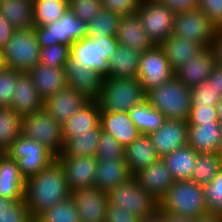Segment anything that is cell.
I'll return each instance as SVG.
<instances>
[{"mask_svg": "<svg viewBox=\"0 0 222 222\" xmlns=\"http://www.w3.org/2000/svg\"><path fill=\"white\" fill-rule=\"evenodd\" d=\"M71 193L65 170L58 159L25 180L24 201L33 219L55 203L71 197Z\"/></svg>", "mask_w": 222, "mask_h": 222, "instance_id": "1", "label": "cell"}, {"mask_svg": "<svg viewBox=\"0 0 222 222\" xmlns=\"http://www.w3.org/2000/svg\"><path fill=\"white\" fill-rule=\"evenodd\" d=\"M165 119L188 121L191 109V88L176 76L146 92L145 98Z\"/></svg>", "mask_w": 222, "mask_h": 222, "instance_id": "2", "label": "cell"}, {"mask_svg": "<svg viewBox=\"0 0 222 222\" xmlns=\"http://www.w3.org/2000/svg\"><path fill=\"white\" fill-rule=\"evenodd\" d=\"M158 210L195 219L209 213L203 185L192 180H175L169 191L159 201Z\"/></svg>", "mask_w": 222, "mask_h": 222, "instance_id": "3", "label": "cell"}, {"mask_svg": "<svg viewBox=\"0 0 222 222\" xmlns=\"http://www.w3.org/2000/svg\"><path fill=\"white\" fill-rule=\"evenodd\" d=\"M145 98L138 78L105 77L97 102L100 111L129 112Z\"/></svg>", "mask_w": 222, "mask_h": 222, "instance_id": "4", "label": "cell"}, {"mask_svg": "<svg viewBox=\"0 0 222 222\" xmlns=\"http://www.w3.org/2000/svg\"><path fill=\"white\" fill-rule=\"evenodd\" d=\"M118 45L116 36H86L71 45L70 56L105 78L109 72L108 59Z\"/></svg>", "mask_w": 222, "mask_h": 222, "instance_id": "5", "label": "cell"}, {"mask_svg": "<svg viewBox=\"0 0 222 222\" xmlns=\"http://www.w3.org/2000/svg\"><path fill=\"white\" fill-rule=\"evenodd\" d=\"M5 153L17 161L20 174L25 180L37 175L57 159V156L40 142L22 134Z\"/></svg>", "mask_w": 222, "mask_h": 222, "instance_id": "6", "label": "cell"}, {"mask_svg": "<svg viewBox=\"0 0 222 222\" xmlns=\"http://www.w3.org/2000/svg\"><path fill=\"white\" fill-rule=\"evenodd\" d=\"M40 48L34 27L15 30L3 47L6 67L28 72L40 62Z\"/></svg>", "mask_w": 222, "mask_h": 222, "instance_id": "7", "label": "cell"}, {"mask_svg": "<svg viewBox=\"0 0 222 222\" xmlns=\"http://www.w3.org/2000/svg\"><path fill=\"white\" fill-rule=\"evenodd\" d=\"M107 194L109 204L121 207L140 219L159 209V201L149 195L134 176Z\"/></svg>", "mask_w": 222, "mask_h": 222, "instance_id": "8", "label": "cell"}, {"mask_svg": "<svg viewBox=\"0 0 222 222\" xmlns=\"http://www.w3.org/2000/svg\"><path fill=\"white\" fill-rule=\"evenodd\" d=\"M21 134L40 142L56 156L63 150L62 125L44 108L22 118Z\"/></svg>", "mask_w": 222, "mask_h": 222, "instance_id": "9", "label": "cell"}, {"mask_svg": "<svg viewBox=\"0 0 222 222\" xmlns=\"http://www.w3.org/2000/svg\"><path fill=\"white\" fill-rule=\"evenodd\" d=\"M34 29L40 47L58 43L71 47L75 41L87 36L88 24L68 8L59 20L46 26H34Z\"/></svg>", "mask_w": 222, "mask_h": 222, "instance_id": "10", "label": "cell"}, {"mask_svg": "<svg viewBox=\"0 0 222 222\" xmlns=\"http://www.w3.org/2000/svg\"><path fill=\"white\" fill-rule=\"evenodd\" d=\"M136 14L154 45H161L173 34L176 13L158 0H142Z\"/></svg>", "mask_w": 222, "mask_h": 222, "instance_id": "11", "label": "cell"}, {"mask_svg": "<svg viewBox=\"0 0 222 222\" xmlns=\"http://www.w3.org/2000/svg\"><path fill=\"white\" fill-rule=\"evenodd\" d=\"M217 27L199 8L176 14L173 34L192 40L202 48L212 46Z\"/></svg>", "mask_w": 222, "mask_h": 222, "instance_id": "12", "label": "cell"}, {"mask_svg": "<svg viewBox=\"0 0 222 222\" xmlns=\"http://www.w3.org/2000/svg\"><path fill=\"white\" fill-rule=\"evenodd\" d=\"M173 76L174 71L160 45L141 53L137 78L145 93L166 83Z\"/></svg>", "mask_w": 222, "mask_h": 222, "instance_id": "13", "label": "cell"}, {"mask_svg": "<svg viewBox=\"0 0 222 222\" xmlns=\"http://www.w3.org/2000/svg\"><path fill=\"white\" fill-rule=\"evenodd\" d=\"M81 222H105L108 194L95 186L72 191Z\"/></svg>", "mask_w": 222, "mask_h": 222, "instance_id": "14", "label": "cell"}, {"mask_svg": "<svg viewBox=\"0 0 222 222\" xmlns=\"http://www.w3.org/2000/svg\"><path fill=\"white\" fill-rule=\"evenodd\" d=\"M67 86L84 95L88 100H97L103 78L94 70L85 67L71 56L64 66Z\"/></svg>", "mask_w": 222, "mask_h": 222, "instance_id": "15", "label": "cell"}, {"mask_svg": "<svg viewBox=\"0 0 222 222\" xmlns=\"http://www.w3.org/2000/svg\"><path fill=\"white\" fill-rule=\"evenodd\" d=\"M150 138L160 158L188 145V123L185 120L166 119Z\"/></svg>", "mask_w": 222, "mask_h": 222, "instance_id": "16", "label": "cell"}, {"mask_svg": "<svg viewBox=\"0 0 222 222\" xmlns=\"http://www.w3.org/2000/svg\"><path fill=\"white\" fill-rule=\"evenodd\" d=\"M215 54L212 47L202 48L201 51L178 68L174 75L187 87L201 85L209 78L216 67Z\"/></svg>", "mask_w": 222, "mask_h": 222, "instance_id": "17", "label": "cell"}, {"mask_svg": "<svg viewBox=\"0 0 222 222\" xmlns=\"http://www.w3.org/2000/svg\"><path fill=\"white\" fill-rule=\"evenodd\" d=\"M65 170L71 191L94 186L97 168L96 156L57 157Z\"/></svg>", "mask_w": 222, "mask_h": 222, "instance_id": "18", "label": "cell"}, {"mask_svg": "<svg viewBox=\"0 0 222 222\" xmlns=\"http://www.w3.org/2000/svg\"><path fill=\"white\" fill-rule=\"evenodd\" d=\"M88 101L84 95L66 86L44 101V109L64 125Z\"/></svg>", "mask_w": 222, "mask_h": 222, "instance_id": "19", "label": "cell"}, {"mask_svg": "<svg viewBox=\"0 0 222 222\" xmlns=\"http://www.w3.org/2000/svg\"><path fill=\"white\" fill-rule=\"evenodd\" d=\"M141 187L160 201L173 185L174 179L162 158L134 175Z\"/></svg>", "mask_w": 222, "mask_h": 222, "instance_id": "20", "label": "cell"}, {"mask_svg": "<svg viewBox=\"0 0 222 222\" xmlns=\"http://www.w3.org/2000/svg\"><path fill=\"white\" fill-rule=\"evenodd\" d=\"M15 88L10 108L21 118L44 108V100L27 72H21L17 76Z\"/></svg>", "mask_w": 222, "mask_h": 222, "instance_id": "21", "label": "cell"}, {"mask_svg": "<svg viewBox=\"0 0 222 222\" xmlns=\"http://www.w3.org/2000/svg\"><path fill=\"white\" fill-rule=\"evenodd\" d=\"M100 124L102 130L112 135L124 148L141 135L129 112L100 111Z\"/></svg>", "mask_w": 222, "mask_h": 222, "instance_id": "22", "label": "cell"}, {"mask_svg": "<svg viewBox=\"0 0 222 222\" xmlns=\"http://www.w3.org/2000/svg\"><path fill=\"white\" fill-rule=\"evenodd\" d=\"M27 73L44 101L67 86L64 67H49L39 62Z\"/></svg>", "mask_w": 222, "mask_h": 222, "instance_id": "23", "label": "cell"}, {"mask_svg": "<svg viewBox=\"0 0 222 222\" xmlns=\"http://www.w3.org/2000/svg\"><path fill=\"white\" fill-rule=\"evenodd\" d=\"M116 38L119 45L137 50L140 53L154 46L143 29L137 14L121 16Z\"/></svg>", "mask_w": 222, "mask_h": 222, "instance_id": "24", "label": "cell"}, {"mask_svg": "<svg viewBox=\"0 0 222 222\" xmlns=\"http://www.w3.org/2000/svg\"><path fill=\"white\" fill-rule=\"evenodd\" d=\"M222 137L219 121L188 125V145L197 153H218Z\"/></svg>", "mask_w": 222, "mask_h": 222, "instance_id": "25", "label": "cell"}, {"mask_svg": "<svg viewBox=\"0 0 222 222\" xmlns=\"http://www.w3.org/2000/svg\"><path fill=\"white\" fill-rule=\"evenodd\" d=\"M131 177L133 175L125 160L97 159L94 186L101 191L108 193Z\"/></svg>", "mask_w": 222, "mask_h": 222, "instance_id": "26", "label": "cell"}, {"mask_svg": "<svg viewBox=\"0 0 222 222\" xmlns=\"http://www.w3.org/2000/svg\"><path fill=\"white\" fill-rule=\"evenodd\" d=\"M100 124V109L97 100H89L62 125L63 140L77 137V134L91 133Z\"/></svg>", "mask_w": 222, "mask_h": 222, "instance_id": "27", "label": "cell"}, {"mask_svg": "<svg viewBox=\"0 0 222 222\" xmlns=\"http://www.w3.org/2000/svg\"><path fill=\"white\" fill-rule=\"evenodd\" d=\"M25 179L18 163L6 153H0V197L24 199Z\"/></svg>", "mask_w": 222, "mask_h": 222, "instance_id": "28", "label": "cell"}, {"mask_svg": "<svg viewBox=\"0 0 222 222\" xmlns=\"http://www.w3.org/2000/svg\"><path fill=\"white\" fill-rule=\"evenodd\" d=\"M159 158L149 135L141 134L125 148V161L133 176Z\"/></svg>", "mask_w": 222, "mask_h": 222, "instance_id": "29", "label": "cell"}, {"mask_svg": "<svg viewBox=\"0 0 222 222\" xmlns=\"http://www.w3.org/2000/svg\"><path fill=\"white\" fill-rule=\"evenodd\" d=\"M141 53L137 50L118 45L108 59V77L137 78Z\"/></svg>", "mask_w": 222, "mask_h": 222, "instance_id": "30", "label": "cell"}, {"mask_svg": "<svg viewBox=\"0 0 222 222\" xmlns=\"http://www.w3.org/2000/svg\"><path fill=\"white\" fill-rule=\"evenodd\" d=\"M160 46L174 72L184 65L188 59L195 57L202 49L198 43L174 34L168 37Z\"/></svg>", "mask_w": 222, "mask_h": 222, "instance_id": "31", "label": "cell"}, {"mask_svg": "<svg viewBox=\"0 0 222 222\" xmlns=\"http://www.w3.org/2000/svg\"><path fill=\"white\" fill-rule=\"evenodd\" d=\"M198 153L186 145L162 157L174 180H190Z\"/></svg>", "mask_w": 222, "mask_h": 222, "instance_id": "32", "label": "cell"}, {"mask_svg": "<svg viewBox=\"0 0 222 222\" xmlns=\"http://www.w3.org/2000/svg\"><path fill=\"white\" fill-rule=\"evenodd\" d=\"M0 13L15 30L34 27L32 0H1Z\"/></svg>", "mask_w": 222, "mask_h": 222, "instance_id": "33", "label": "cell"}, {"mask_svg": "<svg viewBox=\"0 0 222 222\" xmlns=\"http://www.w3.org/2000/svg\"><path fill=\"white\" fill-rule=\"evenodd\" d=\"M101 130L99 124L91 133L77 134V137L65 140L63 150L57 157L96 156Z\"/></svg>", "mask_w": 222, "mask_h": 222, "instance_id": "34", "label": "cell"}, {"mask_svg": "<svg viewBox=\"0 0 222 222\" xmlns=\"http://www.w3.org/2000/svg\"><path fill=\"white\" fill-rule=\"evenodd\" d=\"M130 118L141 134L150 135L157 131L166 120L164 115L145 99L129 110Z\"/></svg>", "mask_w": 222, "mask_h": 222, "instance_id": "35", "label": "cell"}, {"mask_svg": "<svg viewBox=\"0 0 222 222\" xmlns=\"http://www.w3.org/2000/svg\"><path fill=\"white\" fill-rule=\"evenodd\" d=\"M22 118L10 107H0V153L21 135Z\"/></svg>", "mask_w": 222, "mask_h": 222, "instance_id": "36", "label": "cell"}, {"mask_svg": "<svg viewBox=\"0 0 222 222\" xmlns=\"http://www.w3.org/2000/svg\"><path fill=\"white\" fill-rule=\"evenodd\" d=\"M68 0H33L34 26H46L67 11Z\"/></svg>", "mask_w": 222, "mask_h": 222, "instance_id": "37", "label": "cell"}, {"mask_svg": "<svg viewBox=\"0 0 222 222\" xmlns=\"http://www.w3.org/2000/svg\"><path fill=\"white\" fill-rule=\"evenodd\" d=\"M222 168V158L218 153H198L191 179L205 185L212 181Z\"/></svg>", "mask_w": 222, "mask_h": 222, "instance_id": "38", "label": "cell"}, {"mask_svg": "<svg viewBox=\"0 0 222 222\" xmlns=\"http://www.w3.org/2000/svg\"><path fill=\"white\" fill-rule=\"evenodd\" d=\"M34 222H81L76 204L72 197L55 203L39 213Z\"/></svg>", "mask_w": 222, "mask_h": 222, "instance_id": "39", "label": "cell"}, {"mask_svg": "<svg viewBox=\"0 0 222 222\" xmlns=\"http://www.w3.org/2000/svg\"><path fill=\"white\" fill-rule=\"evenodd\" d=\"M121 16L109 10L101 9L97 16L88 23L87 36H116Z\"/></svg>", "mask_w": 222, "mask_h": 222, "instance_id": "40", "label": "cell"}, {"mask_svg": "<svg viewBox=\"0 0 222 222\" xmlns=\"http://www.w3.org/2000/svg\"><path fill=\"white\" fill-rule=\"evenodd\" d=\"M0 222H34L24 199L0 197Z\"/></svg>", "mask_w": 222, "mask_h": 222, "instance_id": "41", "label": "cell"}, {"mask_svg": "<svg viewBox=\"0 0 222 222\" xmlns=\"http://www.w3.org/2000/svg\"><path fill=\"white\" fill-rule=\"evenodd\" d=\"M221 99L222 95L216 91L209 79H206L201 85L191 88V105L216 107Z\"/></svg>", "mask_w": 222, "mask_h": 222, "instance_id": "42", "label": "cell"}, {"mask_svg": "<svg viewBox=\"0 0 222 222\" xmlns=\"http://www.w3.org/2000/svg\"><path fill=\"white\" fill-rule=\"evenodd\" d=\"M96 158L125 160V148L112 135L101 130Z\"/></svg>", "mask_w": 222, "mask_h": 222, "instance_id": "43", "label": "cell"}, {"mask_svg": "<svg viewBox=\"0 0 222 222\" xmlns=\"http://www.w3.org/2000/svg\"><path fill=\"white\" fill-rule=\"evenodd\" d=\"M71 47L65 44H54L40 48V63L49 67H64L70 58Z\"/></svg>", "mask_w": 222, "mask_h": 222, "instance_id": "44", "label": "cell"}, {"mask_svg": "<svg viewBox=\"0 0 222 222\" xmlns=\"http://www.w3.org/2000/svg\"><path fill=\"white\" fill-rule=\"evenodd\" d=\"M203 189L208 211L222 214V168Z\"/></svg>", "mask_w": 222, "mask_h": 222, "instance_id": "45", "label": "cell"}, {"mask_svg": "<svg viewBox=\"0 0 222 222\" xmlns=\"http://www.w3.org/2000/svg\"><path fill=\"white\" fill-rule=\"evenodd\" d=\"M68 8L87 24L103 9L101 0H68Z\"/></svg>", "mask_w": 222, "mask_h": 222, "instance_id": "46", "label": "cell"}, {"mask_svg": "<svg viewBox=\"0 0 222 222\" xmlns=\"http://www.w3.org/2000/svg\"><path fill=\"white\" fill-rule=\"evenodd\" d=\"M21 72L5 68L0 70V107H10L14 94L16 78Z\"/></svg>", "mask_w": 222, "mask_h": 222, "instance_id": "47", "label": "cell"}, {"mask_svg": "<svg viewBox=\"0 0 222 222\" xmlns=\"http://www.w3.org/2000/svg\"><path fill=\"white\" fill-rule=\"evenodd\" d=\"M103 9L120 16L134 15L142 0H101Z\"/></svg>", "mask_w": 222, "mask_h": 222, "instance_id": "48", "label": "cell"}, {"mask_svg": "<svg viewBox=\"0 0 222 222\" xmlns=\"http://www.w3.org/2000/svg\"><path fill=\"white\" fill-rule=\"evenodd\" d=\"M218 121L216 107H197L191 105L188 125H201L202 123H210Z\"/></svg>", "mask_w": 222, "mask_h": 222, "instance_id": "49", "label": "cell"}, {"mask_svg": "<svg viewBox=\"0 0 222 222\" xmlns=\"http://www.w3.org/2000/svg\"><path fill=\"white\" fill-rule=\"evenodd\" d=\"M198 8L207 15L217 29L222 28V0H199Z\"/></svg>", "mask_w": 222, "mask_h": 222, "instance_id": "50", "label": "cell"}, {"mask_svg": "<svg viewBox=\"0 0 222 222\" xmlns=\"http://www.w3.org/2000/svg\"><path fill=\"white\" fill-rule=\"evenodd\" d=\"M140 218L125 209L108 203L105 222H139Z\"/></svg>", "mask_w": 222, "mask_h": 222, "instance_id": "51", "label": "cell"}, {"mask_svg": "<svg viewBox=\"0 0 222 222\" xmlns=\"http://www.w3.org/2000/svg\"><path fill=\"white\" fill-rule=\"evenodd\" d=\"M176 14L198 8L199 0H158Z\"/></svg>", "mask_w": 222, "mask_h": 222, "instance_id": "52", "label": "cell"}, {"mask_svg": "<svg viewBox=\"0 0 222 222\" xmlns=\"http://www.w3.org/2000/svg\"><path fill=\"white\" fill-rule=\"evenodd\" d=\"M14 31L15 29L12 27L10 22L0 13V47L3 48L5 46Z\"/></svg>", "mask_w": 222, "mask_h": 222, "instance_id": "53", "label": "cell"}, {"mask_svg": "<svg viewBox=\"0 0 222 222\" xmlns=\"http://www.w3.org/2000/svg\"><path fill=\"white\" fill-rule=\"evenodd\" d=\"M211 47L215 54L216 65L222 67V28L217 29Z\"/></svg>", "mask_w": 222, "mask_h": 222, "instance_id": "54", "label": "cell"}, {"mask_svg": "<svg viewBox=\"0 0 222 222\" xmlns=\"http://www.w3.org/2000/svg\"><path fill=\"white\" fill-rule=\"evenodd\" d=\"M212 86L222 95V67L216 66L210 73L209 78Z\"/></svg>", "mask_w": 222, "mask_h": 222, "instance_id": "55", "label": "cell"}, {"mask_svg": "<svg viewBox=\"0 0 222 222\" xmlns=\"http://www.w3.org/2000/svg\"><path fill=\"white\" fill-rule=\"evenodd\" d=\"M165 222H195V218L182 216L166 211H160Z\"/></svg>", "mask_w": 222, "mask_h": 222, "instance_id": "56", "label": "cell"}, {"mask_svg": "<svg viewBox=\"0 0 222 222\" xmlns=\"http://www.w3.org/2000/svg\"><path fill=\"white\" fill-rule=\"evenodd\" d=\"M195 222H222V214L209 212L197 217Z\"/></svg>", "mask_w": 222, "mask_h": 222, "instance_id": "57", "label": "cell"}, {"mask_svg": "<svg viewBox=\"0 0 222 222\" xmlns=\"http://www.w3.org/2000/svg\"><path fill=\"white\" fill-rule=\"evenodd\" d=\"M139 222H165V221L161 212L157 210L155 213L140 219Z\"/></svg>", "mask_w": 222, "mask_h": 222, "instance_id": "58", "label": "cell"}, {"mask_svg": "<svg viewBox=\"0 0 222 222\" xmlns=\"http://www.w3.org/2000/svg\"><path fill=\"white\" fill-rule=\"evenodd\" d=\"M6 67V61H5V54L2 47H0V70L5 69Z\"/></svg>", "mask_w": 222, "mask_h": 222, "instance_id": "59", "label": "cell"}, {"mask_svg": "<svg viewBox=\"0 0 222 222\" xmlns=\"http://www.w3.org/2000/svg\"><path fill=\"white\" fill-rule=\"evenodd\" d=\"M216 108H217L218 121L222 125V99L219 101Z\"/></svg>", "mask_w": 222, "mask_h": 222, "instance_id": "60", "label": "cell"}, {"mask_svg": "<svg viewBox=\"0 0 222 222\" xmlns=\"http://www.w3.org/2000/svg\"><path fill=\"white\" fill-rule=\"evenodd\" d=\"M218 154L221 156L222 158V137H221V142H220V147H219V150H218Z\"/></svg>", "mask_w": 222, "mask_h": 222, "instance_id": "61", "label": "cell"}]
</instances>
